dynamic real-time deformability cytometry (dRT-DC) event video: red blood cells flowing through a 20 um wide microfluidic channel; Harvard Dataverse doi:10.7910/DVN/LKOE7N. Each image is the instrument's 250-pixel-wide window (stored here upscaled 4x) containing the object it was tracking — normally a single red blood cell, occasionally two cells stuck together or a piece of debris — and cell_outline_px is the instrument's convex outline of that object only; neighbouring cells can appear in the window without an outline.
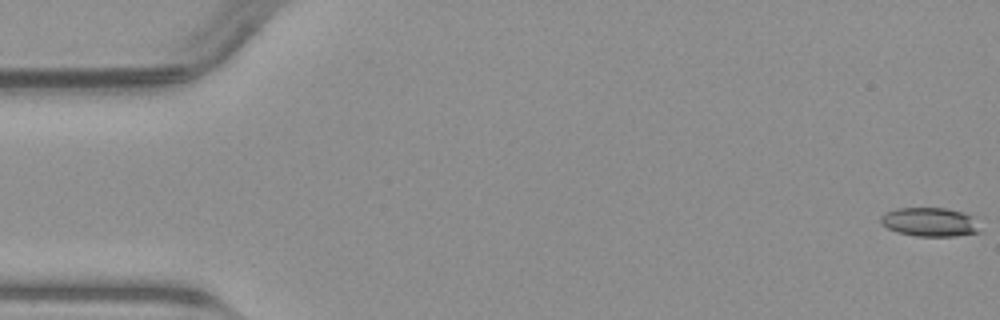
{"species": "common noctule bat (a hibernating species)", "species_latin": "Nyctalus noctula", "temperature_condition": "warm", "stored_images_in_passage": 11, "camera_frame_rate_fps": 3000, "um_per_image_px": 0.085, "animal": {"sex": "male", "body_mass_g": 23.1, "forearm_length_mm": 52.7}, "frame": {"image": 1, "passage_image": 1, "time_ms": 0.0, "image_size_px": [1000, 320], "cell_outline_px": [[980, 232], [956, 236], [916, 236], [896, 232], [880, 224], [880, 216], [884, 212], [896, 208], [948, 208], [964, 212], [976, 216]], "centroid_in_image_um": [79.04, 18.86], "position_along_channel_um": 6.0, "area_um2": 17.11}}